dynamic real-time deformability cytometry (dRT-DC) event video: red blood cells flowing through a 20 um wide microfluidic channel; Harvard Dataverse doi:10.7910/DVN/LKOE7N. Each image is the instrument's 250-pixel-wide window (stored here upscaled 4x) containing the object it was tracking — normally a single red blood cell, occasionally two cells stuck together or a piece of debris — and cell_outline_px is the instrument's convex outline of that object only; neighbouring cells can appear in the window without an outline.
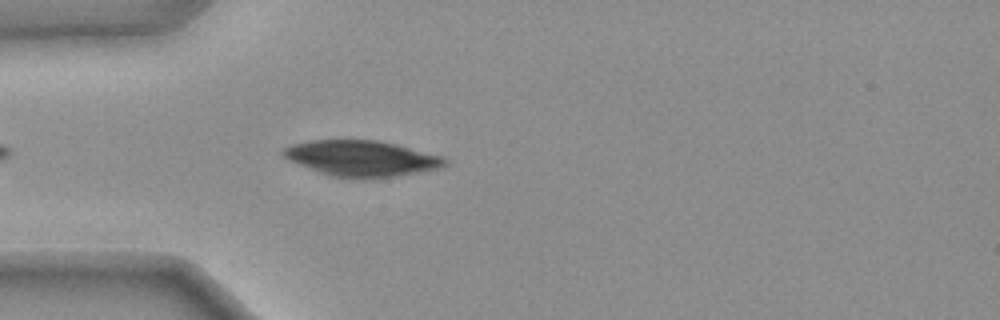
{"species": "common noctule bat (a hibernating species)", "species_latin": "Nyctalus noctula", "temperature_condition": "warm", "stored_images_in_passage": 32, "camera_frame_rate_fps": 3000, "um_per_image_px": 0.085, "animal": {"sex": "female", "body_mass_g": 25.1}, "frame": {"image": 1, "passage_image": 5, "time_ms": 1.333, "image_size_px": [1000, 320], "cell_outline_px": [[448, 164], [440, 168], [392, 176], [364, 180], [360, 180], [328, 176], [288, 160], [280, 152], [284, 148], [292, 144], [312, 140], [380, 140], [444, 156], [448, 160]], "centroid_in_image_um": [30.73, 13.47], "position_along_channel_um": 54.3, "area_um2": 34.1}, "authors_computed_cell_mechanics": {"area_um2": 23.8714, "velocity_mm_per_s": 3.7333, "shape_relaxation_time_tau1_ms": 2.3744, "shape_relaxation_time_tau2_ms": null, "deformation_change_tau1": 0.1013, "deformation_change_tau2": null}}